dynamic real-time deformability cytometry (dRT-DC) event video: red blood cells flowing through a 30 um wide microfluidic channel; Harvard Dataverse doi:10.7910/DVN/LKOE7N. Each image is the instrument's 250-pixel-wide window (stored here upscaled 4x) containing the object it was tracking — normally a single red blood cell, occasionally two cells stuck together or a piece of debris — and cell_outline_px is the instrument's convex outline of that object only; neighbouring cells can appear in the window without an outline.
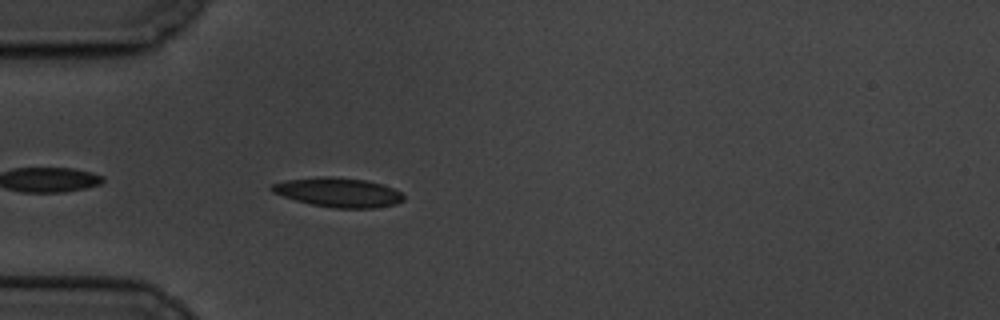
{"species": "common noctule bat (a hibernating species)", "species_latin": "Nyctalus noctula", "temperature_condition": "cold", "stored_images_in_passage": 5, "camera_frame_rate_fps": 3000, "um_per_image_px": 0.085, "animal": {"sex": "male", "body_mass_g": 19.5, "forearm_length_mm": 54.6}, "frame": {"image": 1, "passage_image": 5, "time_ms": 5.667, "image_size_px": [1000, 320], "cell_outline_px": [[404, 200], [396, 204], [376, 208], [332, 208], [312, 204], [296, 200], [272, 192], [268, 188], [272, 184], [284, 180], [324, 176], [364, 180], [380, 184], [392, 188], [400, 192], [404, 196]], "centroid_in_image_um": [28.74, 16.36], "position_along_channel_um": 56.3, "area_um2": 22.37}}